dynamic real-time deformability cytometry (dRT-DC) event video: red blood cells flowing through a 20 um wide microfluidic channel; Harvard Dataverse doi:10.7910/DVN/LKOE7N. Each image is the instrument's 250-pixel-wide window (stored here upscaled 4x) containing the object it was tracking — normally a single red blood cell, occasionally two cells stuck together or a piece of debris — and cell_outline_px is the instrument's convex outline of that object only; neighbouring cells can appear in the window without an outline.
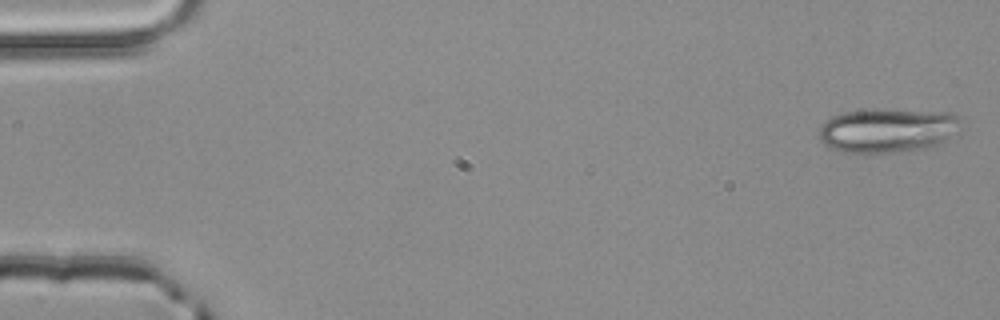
{"species": "common noctule bat (a hibernating species)", "species_latin": "Nyctalus noctula", "temperature_condition": "room temperature", "stored_images_in_passage": 3, "camera_frame_rate_fps": 3000, "um_per_image_px": 0.085, "animal": {"sex": "male", "body_mass_g": 20.4}, "frame": {"image": 1, "passage_image": 1, "time_ms": 0.0, "image_size_px": [1000, 320], "cell_outline_px": [[960, 132], [944, 140], [924, 148], [864, 156], [844, 152], [832, 148], [824, 144], [820, 140], [820, 124], [824, 120], [832, 116], [848, 112], [868, 108], [888, 108], [952, 112], [960, 120]], "centroid_in_image_um": [75.41, 11.07], "position_along_channel_um": 9.6, "area_um2": 37.63}}